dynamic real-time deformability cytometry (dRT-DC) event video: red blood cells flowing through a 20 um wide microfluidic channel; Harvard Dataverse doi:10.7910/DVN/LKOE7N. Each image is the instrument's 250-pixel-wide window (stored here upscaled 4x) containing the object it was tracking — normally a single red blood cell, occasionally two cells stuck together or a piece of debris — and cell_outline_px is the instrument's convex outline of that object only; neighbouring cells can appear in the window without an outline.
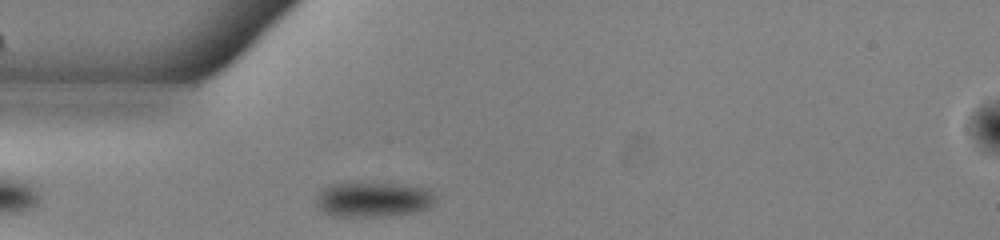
{"species": "common noctule bat (a hibernating species)", "species_latin": "Nyctalus noctula", "temperature_condition": "warm", "stored_images_in_passage": 37, "camera_frame_rate_fps": 3000, "um_per_image_px": 0.085, "animal": {"sex": "male", "body_mass_g": 13.0, "forearm_length_mm": 53.1}, "frame": {"image": 1, "passage_image": 4, "time_ms": 1.0, "image_size_px": [1000, 240], "cell_outline_px": [[436, 200], [428, 208], [412, 212], [380, 216], [332, 216], [324, 212], [316, 204], [316, 196], [324, 188], [332, 184], [364, 180], [384, 180], [432, 188], [436, 196]], "centroid_in_image_um": [31.78, 16.87], "position_along_channel_um": 53.2, "area_um2": 25.55}}
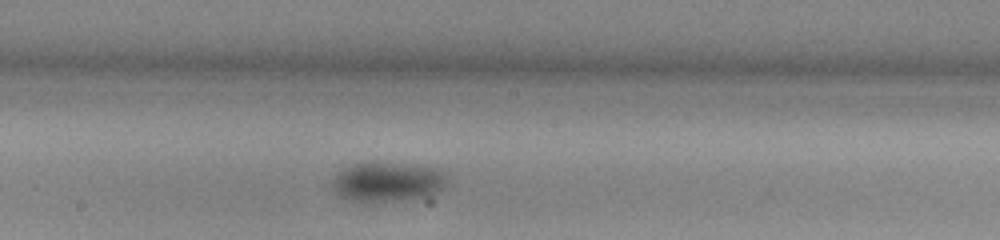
{"frame": {"image": 2, "passage_image": 17, "time_ms": 5.333, "image_size_px": [1000, 240], "cell_outline_px": [[444, 188], [436, 192], [424, 196], [364, 204], [348, 200], [340, 196], [332, 184], [332, 180], [344, 168], [352, 164], [376, 160], [436, 168], [444, 172]], "centroid_in_image_um": [32.87, 15.44], "position_along_channel_um": 215.3, "area_um2": 26.59}}
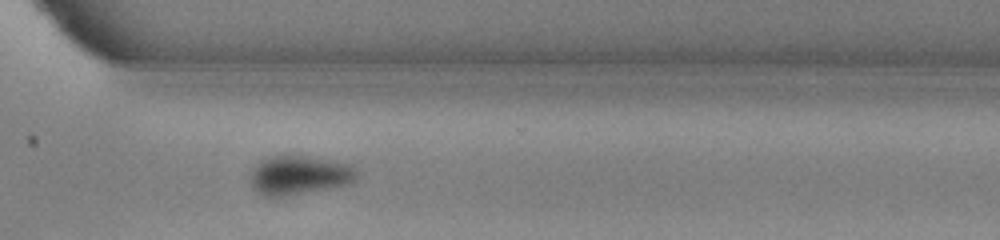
{"frame": {"image": 3, "passage_image": 27, "time_ms": 8.667, "image_size_px": [1000, 240], "cell_outline_px": [[360, 172], [356, 180], [352, 184], [284, 196], [264, 196], [252, 188], [248, 180], [252, 168], [268, 156], [288, 152], [332, 160], [352, 164]], "centroid_in_image_um": [25.45, 14.84], "position_along_channel_um": 345.2, "area_um2": 25.26}, "authors_computed_cell_mechanics": {"area_um2": 25.6632, "velocity_mm_per_s": 3.8946, "shape_relaxation_time_tau1_ms": 3.4911, "shape_relaxation_time_tau2_ms": null, "deformation_change_tau1": 0.0736, "deformation_change_tau2": null}}